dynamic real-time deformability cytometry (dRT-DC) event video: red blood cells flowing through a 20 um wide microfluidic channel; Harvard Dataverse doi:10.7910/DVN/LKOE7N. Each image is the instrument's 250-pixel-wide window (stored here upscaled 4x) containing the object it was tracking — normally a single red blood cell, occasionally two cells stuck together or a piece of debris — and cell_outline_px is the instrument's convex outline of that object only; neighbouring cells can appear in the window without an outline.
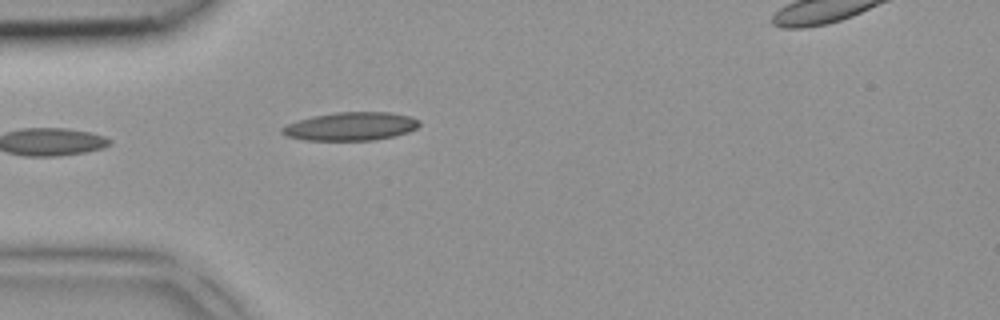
{"species": "common noctule bat (a hibernating species)", "species_latin": "Nyctalus noctula", "temperature_condition": "room temperature", "stored_images_in_passage": 4, "camera_frame_rate_fps": 3000, "um_per_image_px": 0.085, "animal": {"sex": "female", "body_mass_g": 18.4}, "frame": {"image": 1, "passage_image": 4, "time_ms": 1.0, "image_size_px": [1000, 320], "cell_outline_px": [[420, 124], [416, 128], [408, 132], [376, 140], [304, 140], [288, 136], [280, 132], [280, 128], [288, 124], [312, 116], [336, 112], [388, 112], [408, 116], [420, 120]], "centroid_in_image_um": [29.81, 10.74], "position_along_channel_um": 55.2, "area_um2": 22.48}}